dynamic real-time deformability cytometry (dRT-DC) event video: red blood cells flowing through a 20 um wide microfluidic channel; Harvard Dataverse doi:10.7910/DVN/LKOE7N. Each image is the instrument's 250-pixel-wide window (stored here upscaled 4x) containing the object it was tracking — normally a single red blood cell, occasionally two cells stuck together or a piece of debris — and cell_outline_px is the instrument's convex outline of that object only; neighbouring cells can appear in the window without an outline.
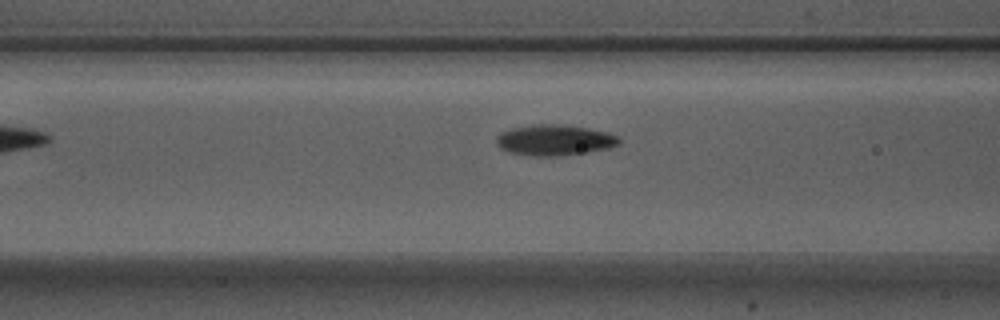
{"species": "Egyptian fruit bat (a non-hibernating species)", "species_latin": "Rousettus aegyptiacus", "temperature_condition": "warm", "stored_images_in_passage": 12, "camera_frame_rate_fps": 3000, "um_per_image_px": 0.085, "animal": {"sex": "male"}, "frame": {"image": 1, "passage_image": 6, "time_ms": 1.667, "image_size_px": [1000, 320], "cell_outline_px": [[620, 144], [608, 148], [556, 156], [532, 156], [508, 152], [500, 148], [496, 144], [496, 136], [500, 132], [512, 128], [536, 124], [564, 124], [588, 128], [608, 132], [620, 136]], "centroid_in_image_um": [47.12, 11.89], "position_along_channel_um": 119.5, "area_um2": 22.08}}
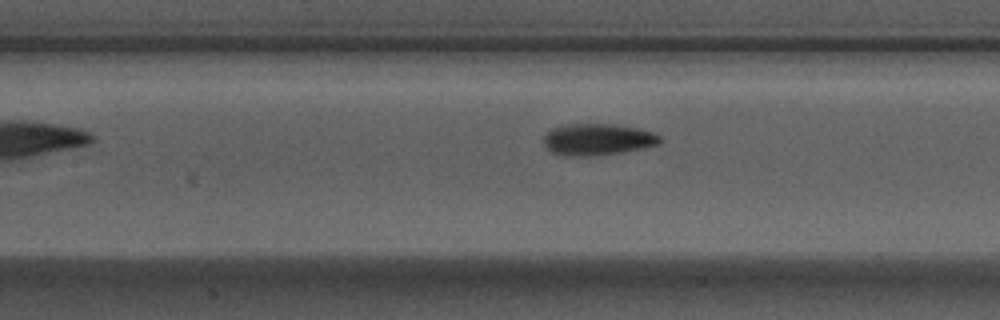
{"frame": {"image": 2, "passage_image": 9, "time_ms": 2.667, "image_size_px": [1000, 320], "cell_outline_px": [[664, 140], [660, 144], [620, 152], [592, 156], [564, 156], [552, 152], [544, 144], [544, 136], [552, 128], [560, 124], [616, 124], [640, 128], [652, 132], [660, 136]], "centroid_in_image_um": [50.8, 11.84], "position_along_channel_um": 156.6, "area_um2": 21.56}}